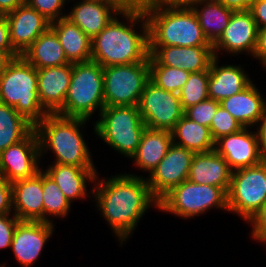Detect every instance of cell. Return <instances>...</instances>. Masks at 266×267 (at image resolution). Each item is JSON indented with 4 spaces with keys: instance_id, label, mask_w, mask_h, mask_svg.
Instances as JSON below:
<instances>
[{
    "instance_id": "cell-28",
    "label": "cell",
    "mask_w": 266,
    "mask_h": 267,
    "mask_svg": "<svg viewBox=\"0 0 266 267\" xmlns=\"http://www.w3.org/2000/svg\"><path fill=\"white\" fill-rule=\"evenodd\" d=\"M22 56L37 69L70 64L57 34L51 27L42 33Z\"/></svg>"
},
{
    "instance_id": "cell-29",
    "label": "cell",
    "mask_w": 266,
    "mask_h": 267,
    "mask_svg": "<svg viewBox=\"0 0 266 267\" xmlns=\"http://www.w3.org/2000/svg\"><path fill=\"white\" fill-rule=\"evenodd\" d=\"M190 7L196 14L204 35L213 46L228 26L233 10L216 0H198Z\"/></svg>"
},
{
    "instance_id": "cell-44",
    "label": "cell",
    "mask_w": 266,
    "mask_h": 267,
    "mask_svg": "<svg viewBox=\"0 0 266 267\" xmlns=\"http://www.w3.org/2000/svg\"><path fill=\"white\" fill-rule=\"evenodd\" d=\"M259 123L260 126L257 127L256 132L258 135V141L260 144L262 156L266 160V107L263 110L262 115L260 116Z\"/></svg>"
},
{
    "instance_id": "cell-15",
    "label": "cell",
    "mask_w": 266,
    "mask_h": 267,
    "mask_svg": "<svg viewBox=\"0 0 266 267\" xmlns=\"http://www.w3.org/2000/svg\"><path fill=\"white\" fill-rule=\"evenodd\" d=\"M258 27L249 10L233 11L220 39L212 46L214 57L223 50L229 54H253L257 45Z\"/></svg>"
},
{
    "instance_id": "cell-24",
    "label": "cell",
    "mask_w": 266,
    "mask_h": 267,
    "mask_svg": "<svg viewBox=\"0 0 266 267\" xmlns=\"http://www.w3.org/2000/svg\"><path fill=\"white\" fill-rule=\"evenodd\" d=\"M44 172L57 183L71 203L73 200L89 197L87 181L95 182L98 176L95 167H77L58 163H52Z\"/></svg>"
},
{
    "instance_id": "cell-10",
    "label": "cell",
    "mask_w": 266,
    "mask_h": 267,
    "mask_svg": "<svg viewBox=\"0 0 266 267\" xmlns=\"http://www.w3.org/2000/svg\"><path fill=\"white\" fill-rule=\"evenodd\" d=\"M266 201V160L252 167L232 171L227 192L228 211L247 222Z\"/></svg>"
},
{
    "instance_id": "cell-36",
    "label": "cell",
    "mask_w": 266,
    "mask_h": 267,
    "mask_svg": "<svg viewBox=\"0 0 266 267\" xmlns=\"http://www.w3.org/2000/svg\"><path fill=\"white\" fill-rule=\"evenodd\" d=\"M219 105V101L207 99L186 108L184 110V115L196 123L210 128L212 118L214 117Z\"/></svg>"
},
{
    "instance_id": "cell-3",
    "label": "cell",
    "mask_w": 266,
    "mask_h": 267,
    "mask_svg": "<svg viewBox=\"0 0 266 267\" xmlns=\"http://www.w3.org/2000/svg\"><path fill=\"white\" fill-rule=\"evenodd\" d=\"M138 1L148 21L149 46H212L191 7Z\"/></svg>"
},
{
    "instance_id": "cell-14",
    "label": "cell",
    "mask_w": 266,
    "mask_h": 267,
    "mask_svg": "<svg viewBox=\"0 0 266 267\" xmlns=\"http://www.w3.org/2000/svg\"><path fill=\"white\" fill-rule=\"evenodd\" d=\"M214 150L224 157L232 171L256 166L265 160L257 132L249 131L248 127L217 139Z\"/></svg>"
},
{
    "instance_id": "cell-31",
    "label": "cell",
    "mask_w": 266,
    "mask_h": 267,
    "mask_svg": "<svg viewBox=\"0 0 266 267\" xmlns=\"http://www.w3.org/2000/svg\"><path fill=\"white\" fill-rule=\"evenodd\" d=\"M35 126L12 106L0 102V153L25 139Z\"/></svg>"
},
{
    "instance_id": "cell-45",
    "label": "cell",
    "mask_w": 266,
    "mask_h": 267,
    "mask_svg": "<svg viewBox=\"0 0 266 267\" xmlns=\"http://www.w3.org/2000/svg\"><path fill=\"white\" fill-rule=\"evenodd\" d=\"M233 11L249 10L255 0H216Z\"/></svg>"
},
{
    "instance_id": "cell-5",
    "label": "cell",
    "mask_w": 266,
    "mask_h": 267,
    "mask_svg": "<svg viewBox=\"0 0 266 267\" xmlns=\"http://www.w3.org/2000/svg\"><path fill=\"white\" fill-rule=\"evenodd\" d=\"M0 102L36 126L47 114L38 97L37 68L22 55L6 60L0 73Z\"/></svg>"
},
{
    "instance_id": "cell-30",
    "label": "cell",
    "mask_w": 266,
    "mask_h": 267,
    "mask_svg": "<svg viewBox=\"0 0 266 267\" xmlns=\"http://www.w3.org/2000/svg\"><path fill=\"white\" fill-rule=\"evenodd\" d=\"M171 132L174 144L194 153L208 152L215 148L210 128L196 123L185 115L176 123Z\"/></svg>"
},
{
    "instance_id": "cell-35",
    "label": "cell",
    "mask_w": 266,
    "mask_h": 267,
    "mask_svg": "<svg viewBox=\"0 0 266 267\" xmlns=\"http://www.w3.org/2000/svg\"><path fill=\"white\" fill-rule=\"evenodd\" d=\"M244 128L226 109L218 106L210 125V133L214 141L225 135L233 134Z\"/></svg>"
},
{
    "instance_id": "cell-38",
    "label": "cell",
    "mask_w": 266,
    "mask_h": 267,
    "mask_svg": "<svg viewBox=\"0 0 266 267\" xmlns=\"http://www.w3.org/2000/svg\"><path fill=\"white\" fill-rule=\"evenodd\" d=\"M0 215V249L11 248L12 237L17 223L20 221L14 214Z\"/></svg>"
},
{
    "instance_id": "cell-23",
    "label": "cell",
    "mask_w": 266,
    "mask_h": 267,
    "mask_svg": "<svg viewBox=\"0 0 266 267\" xmlns=\"http://www.w3.org/2000/svg\"><path fill=\"white\" fill-rule=\"evenodd\" d=\"M218 63L217 57H214L209 66V99L220 102L222 99L240 93L252 83L240 65L218 66Z\"/></svg>"
},
{
    "instance_id": "cell-7",
    "label": "cell",
    "mask_w": 266,
    "mask_h": 267,
    "mask_svg": "<svg viewBox=\"0 0 266 267\" xmlns=\"http://www.w3.org/2000/svg\"><path fill=\"white\" fill-rule=\"evenodd\" d=\"M94 123V132L112 149L131 159L137 152L146 125L138 106H105Z\"/></svg>"
},
{
    "instance_id": "cell-43",
    "label": "cell",
    "mask_w": 266,
    "mask_h": 267,
    "mask_svg": "<svg viewBox=\"0 0 266 267\" xmlns=\"http://www.w3.org/2000/svg\"><path fill=\"white\" fill-rule=\"evenodd\" d=\"M253 57L261 61L263 67L266 66V29H258L257 45Z\"/></svg>"
},
{
    "instance_id": "cell-20",
    "label": "cell",
    "mask_w": 266,
    "mask_h": 267,
    "mask_svg": "<svg viewBox=\"0 0 266 267\" xmlns=\"http://www.w3.org/2000/svg\"><path fill=\"white\" fill-rule=\"evenodd\" d=\"M72 76V63L37 69L38 97L49 114H56L62 107Z\"/></svg>"
},
{
    "instance_id": "cell-11",
    "label": "cell",
    "mask_w": 266,
    "mask_h": 267,
    "mask_svg": "<svg viewBox=\"0 0 266 267\" xmlns=\"http://www.w3.org/2000/svg\"><path fill=\"white\" fill-rule=\"evenodd\" d=\"M141 118L146 127L172 131L183 117L179 94L166 91L149 80L138 104Z\"/></svg>"
},
{
    "instance_id": "cell-16",
    "label": "cell",
    "mask_w": 266,
    "mask_h": 267,
    "mask_svg": "<svg viewBox=\"0 0 266 267\" xmlns=\"http://www.w3.org/2000/svg\"><path fill=\"white\" fill-rule=\"evenodd\" d=\"M54 224L41 221H19L14 230L11 248L18 263L30 267L39 258L53 234Z\"/></svg>"
},
{
    "instance_id": "cell-12",
    "label": "cell",
    "mask_w": 266,
    "mask_h": 267,
    "mask_svg": "<svg viewBox=\"0 0 266 267\" xmlns=\"http://www.w3.org/2000/svg\"><path fill=\"white\" fill-rule=\"evenodd\" d=\"M194 154L193 151L172 143L165 157L146 177L151 194L158 202L173 188L188 180Z\"/></svg>"
},
{
    "instance_id": "cell-4",
    "label": "cell",
    "mask_w": 266,
    "mask_h": 267,
    "mask_svg": "<svg viewBox=\"0 0 266 267\" xmlns=\"http://www.w3.org/2000/svg\"><path fill=\"white\" fill-rule=\"evenodd\" d=\"M87 122L83 118L64 117L59 114H47L36 126L39 138L40 157L52 150L53 163L77 167H95L85 139L80 132Z\"/></svg>"
},
{
    "instance_id": "cell-27",
    "label": "cell",
    "mask_w": 266,
    "mask_h": 267,
    "mask_svg": "<svg viewBox=\"0 0 266 267\" xmlns=\"http://www.w3.org/2000/svg\"><path fill=\"white\" fill-rule=\"evenodd\" d=\"M70 63L91 61V39L66 17L50 23Z\"/></svg>"
},
{
    "instance_id": "cell-40",
    "label": "cell",
    "mask_w": 266,
    "mask_h": 267,
    "mask_svg": "<svg viewBox=\"0 0 266 267\" xmlns=\"http://www.w3.org/2000/svg\"><path fill=\"white\" fill-rule=\"evenodd\" d=\"M0 54L6 59L20 56L12 47L9 38V27L6 16L0 15Z\"/></svg>"
},
{
    "instance_id": "cell-49",
    "label": "cell",
    "mask_w": 266,
    "mask_h": 267,
    "mask_svg": "<svg viewBox=\"0 0 266 267\" xmlns=\"http://www.w3.org/2000/svg\"><path fill=\"white\" fill-rule=\"evenodd\" d=\"M6 59L0 54V73H1V70H2V67L5 63Z\"/></svg>"
},
{
    "instance_id": "cell-39",
    "label": "cell",
    "mask_w": 266,
    "mask_h": 267,
    "mask_svg": "<svg viewBox=\"0 0 266 267\" xmlns=\"http://www.w3.org/2000/svg\"><path fill=\"white\" fill-rule=\"evenodd\" d=\"M248 222L253 227L251 237L258 242L266 244V201Z\"/></svg>"
},
{
    "instance_id": "cell-18",
    "label": "cell",
    "mask_w": 266,
    "mask_h": 267,
    "mask_svg": "<svg viewBox=\"0 0 266 267\" xmlns=\"http://www.w3.org/2000/svg\"><path fill=\"white\" fill-rule=\"evenodd\" d=\"M12 211L20 221L44 222L43 170L11 183Z\"/></svg>"
},
{
    "instance_id": "cell-9",
    "label": "cell",
    "mask_w": 266,
    "mask_h": 267,
    "mask_svg": "<svg viewBox=\"0 0 266 267\" xmlns=\"http://www.w3.org/2000/svg\"><path fill=\"white\" fill-rule=\"evenodd\" d=\"M105 106H138L150 80L149 58L138 63L103 67Z\"/></svg>"
},
{
    "instance_id": "cell-34",
    "label": "cell",
    "mask_w": 266,
    "mask_h": 267,
    "mask_svg": "<svg viewBox=\"0 0 266 267\" xmlns=\"http://www.w3.org/2000/svg\"><path fill=\"white\" fill-rule=\"evenodd\" d=\"M209 76V70L190 73L187 82L179 92V98L183 110L209 99Z\"/></svg>"
},
{
    "instance_id": "cell-32",
    "label": "cell",
    "mask_w": 266,
    "mask_h": 267,
    "mask_svg": "<svg viewBox=\"0 0 266 267\" xmlns=\"http://www.w3.org/2000/svg\"><path fill=\"white\" fill-rule=\"evenodd\" d=\"M149 65L150 80L158 87L177 94H179L190 75V72L177 67L160 65L151 55H149Z\"/></svg>"
},
{
    "instance_id": "cell-2",
    "label": "cell",
    "mask_w": 266,
    "mask_h": 267,
    "mask_svg": "<svg viewBox=\"0 0 266 267\" xmlns=\"http://www.w3.org/2000/svg\"><path fill=\"white\" fill-rule=\"evenodd\" d=\"M122 16L127 22L117 19ZM140 22L141 33L135 26ZM134 28V29H133ZM149 28L138 0L120 11L107 26L91 39V60L102 67L142 62L149 58Z\"/></svg>"
},
{
    "instance_id": "cell-13",
    "label": "cell",
    "mask_w": 266,
    "mask_h": 267,
    "mask_svg": "<svg viewBox=\"0 0 266 267\" xmlns=\"http://www.w3.org/2000/svg\"><path fill=\"white\" fill-rule=\"evenodd\" d=\"M40 145L34 129L25 139L0 153V176L12 183L34 176L41 168Z\"/></svg>"
},
{
    "instance_id": "cell-25",
    "label": "cell",
    "mask_w": 266,
    "mask_h": 267,
    "mask_svg": "<svg viewBox=\"0 0 266 267\" xmlns=\"http://www.w3.org/2000/svg\"><path fill=\"white\" fill-rule=\"evenodd\" d=\"M220 106L226 109L243 127L256 126L266 107L265 98L253 82L240 93L222 99Z\"/></svg>"
},
{
    "instance_id": "cell-47",
    "label": "cell",
    "mask_w": 266,
    "mask_h": 267,
    "mask_svg": "<svg viewBox=\"0 0 266 267\" xmlns=\"http://www.w3.org/2000/svg\"><path fill=\"white\" fill-rule=\"evenodd\" d=\"M153 3L164 5V6H186L190 7L198 0H150Z\"/></svg>"
},
{
    "instance_id": "cell-48",
    "label": "cell",
    "mask_w": 266,
    "mask_h": 267,
    "mask_svg": "<svg viewBox=\"0 0 266 267\" xmlns=\"http://www.w3.org/2000/svg\"><path fill=\"white\" fill-rule=\"evenodd\" d=\"M90 2H98L109 5H130L134 0H86Z\"/></svg>"
},
{
    "instance_id": "cell-17",
    "label": "cell",
    "mask_w": 266,
    "mask_h": 267,
    "mask_svg": "<svg viewBox=\"0 0 266 267\" xmlns=\"http://www.w3.org/2000/svg\"><path fill=\"white\" fill-rule=\"evenodd\" d=\"M5 16L11 45L19 55L50 27V22L26 2Z\"/></svg>"
},
{
    "instance_id": "cell-1",
    "label": "cell",
    "mask_w": 266,
    "mask_h": 267,
    "mask_svg": "<svg viewBox=\"0 0 266 267\" xmlns=\"http://www.w3.org/2000/svg\"><path fill=\"white\" fill-rule=\"evenodd\" d=\"M91 191L102 217L110 225L121 244L132 234L150 206L159 202L151 194L146 178L132 174H119L98 180Z\"/></svg>"
},
{
    "instance_id": "cell-21",
    "label": "cell",
    "mask_w": 266,
    "mask_h": 267,
    "mask_svg": "<svg viewBox=\"0 0 266 267\" xmlns=\"http://www.w3.org/2000/svg\"><path fill=\"white\" fill-rule=\"evenodd\" d=\"M231 178L232 170L227 161L215 150L193 155L188 175L190 182L221 187L227 193Z\"/></svg>"
},
{
    "instance_id": "cell-22",
    "label": "cell",
    "mask_w": 266,
    "mask_h": 267,
    "mask_svg": "<svg viewBox=\"0 0 266 267\" xmlns=\"http://www.w3.org/2000/svg\"><path fill=\"white\" fill-rule=\"evenodd\" d=\"M128 5H109L81 0L66 18L76 24L90 39L98 35L120 11Z\"/></svg>"
},
{
    "instance_id": "cell-8",
    "label": "cell",
    "mask_w": 266,
    "mask_h": 267,
    "mask_svg": "<svg viewBox=\"0 0 266 267\" xmlns=\"http://www.w3.org/2000/svg\"><path fill=\"white\" fill-rule=\"evenodd\" d=\"M213 207L228 211L227 193L221 187L186 180L159 201L158 210L187 219L202 215Z\"/></svg>"
},
{
    "instance_id": "cell-19",
    "label": "cell",
    "mask_w": 266,
    "mask_h": 267,
    "mask_svg": "<svg viewBox=\"0 0 266 267\" xmlns=\"http://www.w3.org/2000/svg\"><path fill=\"white\" fill-rule=\"evenodd\" d=\"M150 55L160 64L192 72L209 70L214 58L212 46H149Z\"/></svg>"
},
{
    "instance_id": "cell-37",
    "label": "cell",
    "mask_w": 266,
    "mask_h": 267,
    "mask_svg": "<svg viewBox=\"0 0 266 267\" xmlns=\"http://www.w3.org/2000/svg\"><path fill=\"white\" fill-rule=\"evenodd\" d=\"M67 0H25L33 9L42 14L50 23L66 17L62 9Z\"/></svg>"
},
{
    "instance_id": "cell-6",
    "label": "cell",
    "mask_w": 266,
    "mask_h": 267,
    "mask_svg": "<svg viewBox=\"0 0 266 267\" xmlns=\"http://www.w3.org/2000/svg\"><path fill=\"white\" fill-rule=\"evenodd\" d=\"M105 107L103 67L94 61L72 63V76L63 107L56 113L64 117L89 120Z\"/></svg>"
},
{
    "instance_id": "cell-41",
    "label": "cell",
    "mask_w": 266,
    "mask_h": 267,
    "mask_svg": "<svg viewBox=\"0 0 266 267\" xmlns=\"http://www.w3.org/2000/svg\"><path fill=\"white\" fill-rule=\"evenodd\" d=\"M12 212L11 183L0 176V215Z\"/></svg>"
},
{
    "instance_id": "cell-42",
    "label": "cell",
    "mask_w": 266,
    "mask_h": 267,
    "mask_svg": "<svg viewBox=\"0 0 266 267\" xmlns=\"http://www.w3.org/2000/svg\"><path fill=\"white\" fill-rule=\"evenodd\" d=\"M249 11L253 16L258 29H266V0H255Z\"/></svg>"
},
{
    "instance_id": "cell-26",
    "label": "cell",
    "mask_w": 266,
    "mask_h": 267,
    "mask_svg": "<svg viewBox=\"0 0 266 267\" xmlns=\"http://www.w3.org/2000/svg\"><path fill=\"white\" fill-rule=\"evenodd\" d=\"M173 143L172 132L167 130L151 129L146 127L141 137L136 154L131 158L141 170L150 173L165 157Z\"/></svg>"
},
{
    "instance_id": "cell-46",
    "label": "cell",
    "mask_w": 266,
    "mask_h": 267,
    "mask_svg": "<svg viewBox=\"0 0 266 267\" xmlns=\"http://www.w3.org/2000/svg\"><path fill=\"white\" fill-rule=\"evenodd\" d=\"M25 0H0V15L5 16L21 6Z\"/></svg>"
},
{
    "instance_id": "cell-33",
    "label": "cell",
    "mask_w": 266,
    "mask_h": 267,
    "mask_svg": "<svg viewBox=\"0 0 266 267\" xmlns=\"http://www.w3.org/2000/svg\"><path fill=\"white\" fill-rule=\"evenodd\" d=\"M44 222L53 223L48 216L66 217L71 202L64 196L56 182L43 171ZM49 214V215H48Z\"/></svg>"
}]
</instances>
